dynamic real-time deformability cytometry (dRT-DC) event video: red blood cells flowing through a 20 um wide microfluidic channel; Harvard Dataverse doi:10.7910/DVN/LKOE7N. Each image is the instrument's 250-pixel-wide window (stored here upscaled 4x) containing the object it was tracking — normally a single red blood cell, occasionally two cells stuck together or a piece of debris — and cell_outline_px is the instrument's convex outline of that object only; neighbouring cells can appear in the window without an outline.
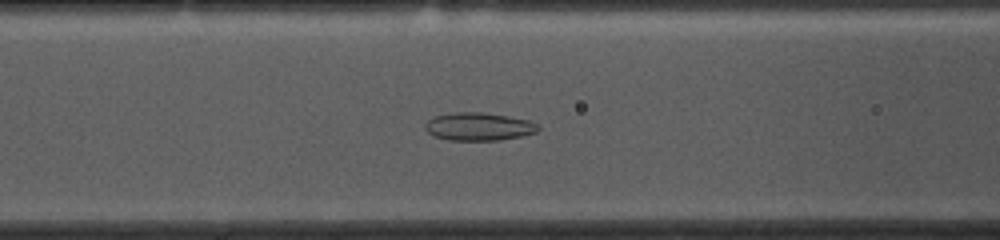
{"species": "common noctule bat (a hibernating species)", "species_latin": "Nyctalus noctula", "temperature_condition": "cold", "stored_images_in_passage": 53, "camera_frame_rate_fps": 3000, "um_per_image_px": 0.085, "animal": {"sex": "female", "body_mass_g": 10.0, "forearm_length_mm": 53.1}, "frame": {"image": 1, "passage_image": 20, "time_ms": 6.333, "image_size_px": [1000, 240], "cell_outline_px": [[540, 128], [536, 132], [520, 136], [500, 140], [448, 140], [432, 136], [424, 128], [424, 124], [432, 116], [456, 112], [480, 112], [508, 116], [528, 120], [536, 124]], "centroid_in_image_um": [40.63, 10.76], "position_along_channel_um": 126.0, "area_um2": 18.44}}
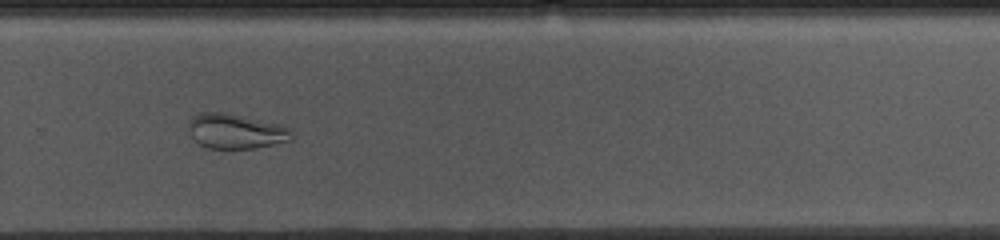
{"frame": {"image": 2, "passage_image": 35, "time_ms": 11.333, "image_size_px": [1000, 240], "cell_outline_px": [[292, 140], [256, 148], [208, 148], [200, 144], [188, 132], [188, 120], [192, 116], [200, 112], [228, 112], [280, 124], [288, 128], [292, 132]], "centroid_in_image_um": [20.02, 11.13], "position_along_channel_um": 309.8, "area_um2": 21.15}}
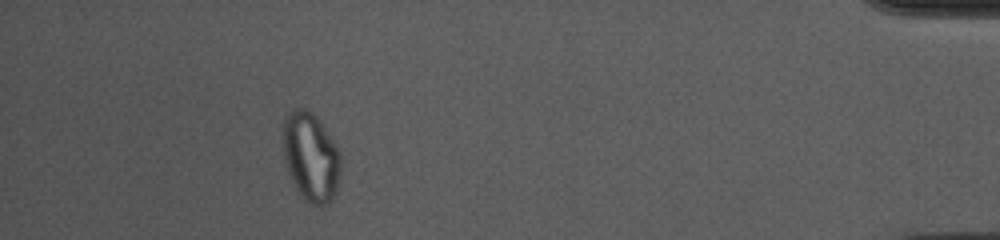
{"frame": {"image": 3, "passage_image": 48, "time_ms": 15.667, "image_size_px": [1000, 240], "cell_outline_px": [[340, 180], [336, 192], [332, 200], [324, 208], [312, 204], [304, 200], [296, 188], [288, 172], [284, 160], [284, 116], [288, 112], [296, 108], [304, 108], [312, 112], [316, 116], [336, 144], [340, 152]], "centroid_in_image_um": [26.44, 13.37], "position_along_channel_um": 408.8, "area_um2": 30.17}, "authors_computed_cell_mechanics": {"area_um2": 23.6402, "velocity_mm_per_s": 3.6881, "shape_relaxation_time_tau1_ms": null, "shape_relaxation_time_tau2_ms": 2.3839, "deformation_change_tau1": null, "deformation_change_tau2": 0.081}}